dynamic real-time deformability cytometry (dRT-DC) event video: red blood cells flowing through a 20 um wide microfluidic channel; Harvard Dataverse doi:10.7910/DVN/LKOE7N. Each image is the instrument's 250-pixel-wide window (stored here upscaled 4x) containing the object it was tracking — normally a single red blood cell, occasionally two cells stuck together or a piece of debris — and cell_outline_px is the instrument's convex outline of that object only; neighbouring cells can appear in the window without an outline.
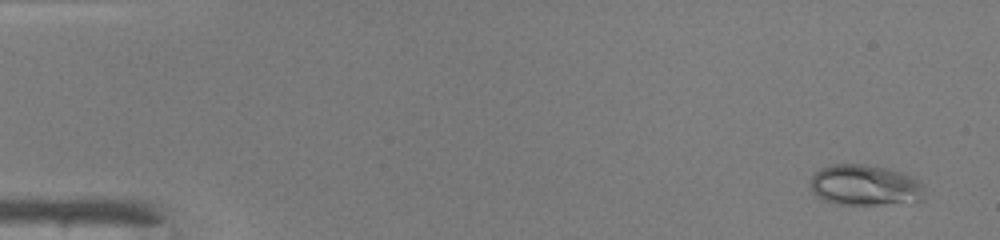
{"species": "common noctule bat (a hibernating species)", "species_latin": "Nyctalus noctula", "temperature_condition": "warm", "stored_images_in_passage": 22, "camera_frame_rate_fps": 3000, "um_per_image_px": 0.085, "animal": {"sex": "male", "body_mass_g": 19.0, "forearm_length_mm": 50.8}, "frame": {"image": 1, "passage_image": 1, "time_ms": 0.0, "image_size_px": [1000, 240], "cell_outline_px": [[924, 192], [920, 200], [876, 204], [840, 204], [824, 200], [816, 196], [812, 192], [812, 172], [820, 168], [832, 164], [864, 164], [888, 168], [912, 176], [920, 180], [924, 184]], "centroid_in_image_um": [73.5, 15.71], "position_along_channel_um": 11.5, "area_um2": 27.05}}
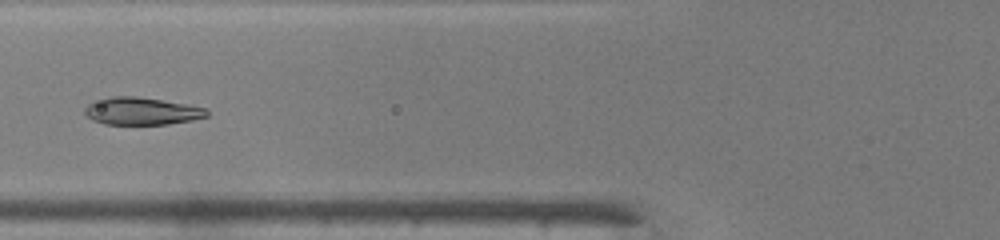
{"frame": {"image": 2, "passage_image": 18, "time_ms": 5.667, "image_size_px": [1000, 240], "cell_outline_px": [[208, 116], [192, 120], [168, 124], [104, 124], [92, 120], [84, 112], [84, 108], [88, 104], [112, 96], [136, 96], [188, 104], [208, 108]], "centroid_in_image_um": [12.08, 9.45], "position_along_channel_um": 113.7, "area_um2": 19.48}}
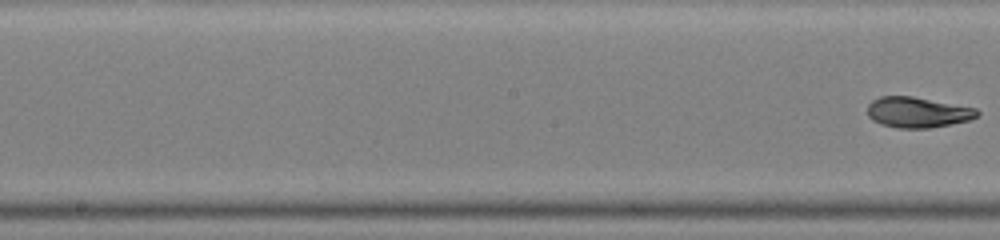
{"frame": {"image": 3, "passage_image": 22, "time_ms": 7.0, "image_size_px": [1000, 240], "cell_outline_px": [[980, 116], [968, 120], [928, 128], [896, 128], [880, 124], [872, 120], [868, 116], [868, 104], [872, 100], [880, 96], [912, 96], [976, 108], [980, 112]], "centroid_in_image_um": [77.98, 9.54], "position_along_channel_um": 170.2, "area_um2": 19.54}}